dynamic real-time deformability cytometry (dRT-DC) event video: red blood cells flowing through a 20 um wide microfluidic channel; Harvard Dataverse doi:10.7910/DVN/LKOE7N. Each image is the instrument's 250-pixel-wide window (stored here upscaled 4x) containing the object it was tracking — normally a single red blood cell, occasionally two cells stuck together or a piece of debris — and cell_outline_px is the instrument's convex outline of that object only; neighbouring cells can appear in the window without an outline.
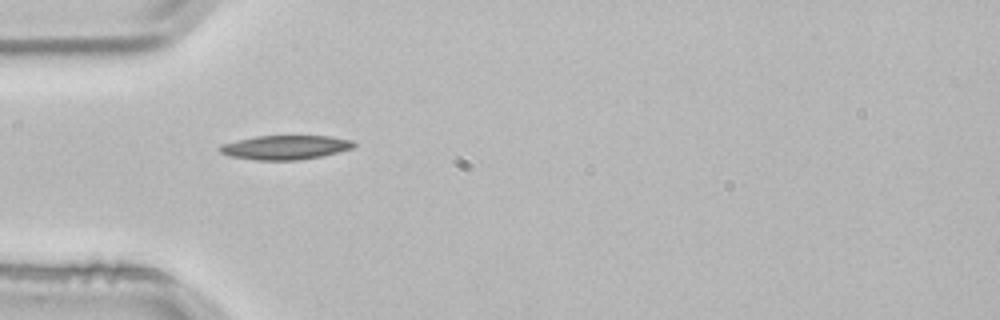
{"species": "common noctule bat (a hibernating species)", "species_latin": "Nyctalus noctula", "temperature_condition": "room temperature", "stored_images_in_passage": 4, "camera_frame_rate_fps": 3000, "um_per_image_px": 0.085, "animal": {"sex": "male", "body_mass_g": 21.5, "forearm_length_mm": 52.0}, "frame": {"image": 1, "passage_image": 4, "time_ms": 1.0, "image_size_px": [1000, 320], "cell_outline_px": [[356, 144], [352, 148], [320, 156], [296, 160], [256, 160], [228, 156], [220, 152], [216, 148], [220, 144], [256, 136], [332, 136], [352, 140]], "centroid_in_image_um": [24.19, 12.52], "position_along_channel_um": 60.8, "area_um2": 18.84}}